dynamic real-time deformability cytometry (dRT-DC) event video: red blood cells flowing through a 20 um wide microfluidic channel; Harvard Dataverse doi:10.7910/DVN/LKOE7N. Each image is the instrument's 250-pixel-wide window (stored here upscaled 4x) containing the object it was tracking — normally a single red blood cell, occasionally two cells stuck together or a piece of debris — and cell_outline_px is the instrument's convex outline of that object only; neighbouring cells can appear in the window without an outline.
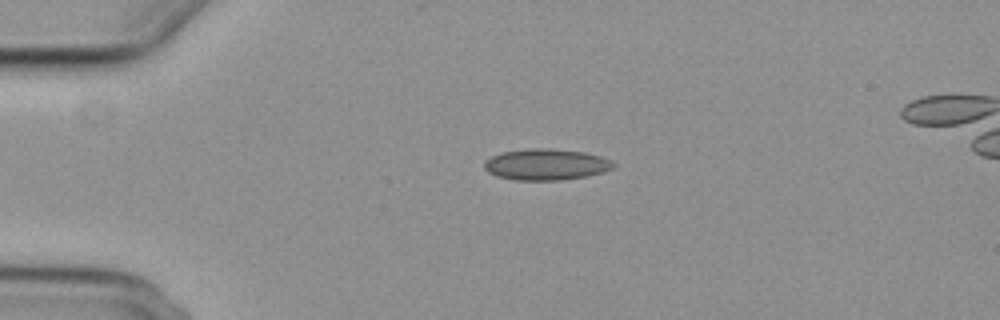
{"species": "common noctule bat (a hibernating species)", "species_latin": "Nyctalus noctula", "temperature_condition": "cold", "stored_images_in_passage": 3, "camera_frame_rate_fps": 3000, "um_per_image_px": 0.085, "animal": {"sex": "female", "body_mass_g": 29.2, "forearm_length_mm": 56.3}, "frame": {"image": 1, "passage_image": 1, "time_ms": 0.0, "image_size_px": [1000, 320], "cell_outline_px": [[616, 164], [612, 168], [600, 172], [584, 176], [560, 180], [516, 180], [496, 176], [488, 172], [484, 168], [484, 160], [500, 152], [528, 148], [544, 148], [584, 152], [600, 156], [612, 160]], "centroid_in_image_um": [46.36, 13.97], "position_along_channel_um": 38.6, "area_um2": 23.41}}